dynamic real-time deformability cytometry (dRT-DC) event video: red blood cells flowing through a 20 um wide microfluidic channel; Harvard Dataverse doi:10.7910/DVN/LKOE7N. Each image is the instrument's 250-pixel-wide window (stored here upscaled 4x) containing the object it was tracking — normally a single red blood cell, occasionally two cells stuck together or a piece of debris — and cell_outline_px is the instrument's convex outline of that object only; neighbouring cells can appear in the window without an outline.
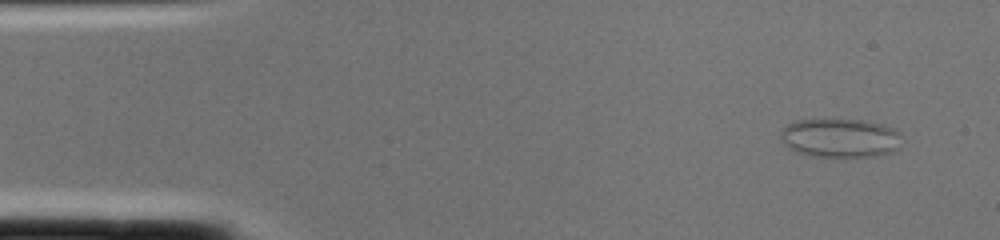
{"species": "common noctule bat (a hibernating species)", "species_latin": "Nyctalus noctula", "temperature_condition": "cold", "stored_images_in_passage": 2, "camera_frame_rate_fps": 3000, "um_per_image_px": 0.085, "animal": {"sex": "female", "body_mass_g": 22.0, "forearm_length_mm": 56.7}, "frame": {"image": 1, "passage_image": 1, "time_ms": 0.0, "image_size_px": [1000, 240], "cell_outline_px": [[900, 136], [896, 148], [892, 152], [876, 156], [812, 156], [788, 148], [780, 136], [780, 132], [788, 124], [796, 120], [864, 120], [880, 124], [892, 128]], "centroid_in_image_um": [71.38, 11.72], "position_along_channel_um": 13.6, "area_um2": 26.88}}
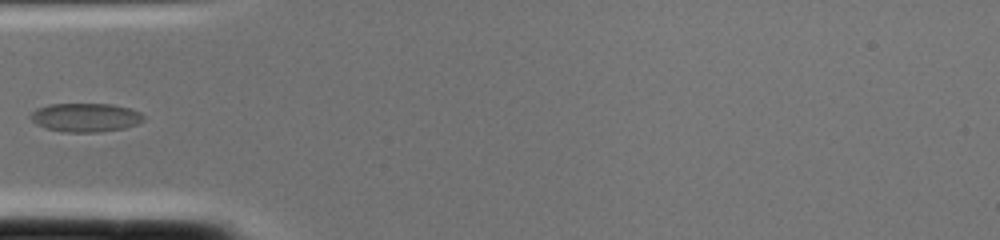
{"frame": {"image": 2, "passage_image": 2, "time_ms": 0.333, "image_size_px": [1000, 240], "cell_outline_px": [[144, 120], [136, 124], [124, 128], [100, 132], [64, 132], [44, 128], [36, 124], [28, 116], [36, 108], [48, 104], [112, 104], [128, 108], [140, 112], [144, 116]], "centroid_in_image_um": [7.23, 9.98], "position_along_channel_um": 77.8, "area_um2": 19.02}}